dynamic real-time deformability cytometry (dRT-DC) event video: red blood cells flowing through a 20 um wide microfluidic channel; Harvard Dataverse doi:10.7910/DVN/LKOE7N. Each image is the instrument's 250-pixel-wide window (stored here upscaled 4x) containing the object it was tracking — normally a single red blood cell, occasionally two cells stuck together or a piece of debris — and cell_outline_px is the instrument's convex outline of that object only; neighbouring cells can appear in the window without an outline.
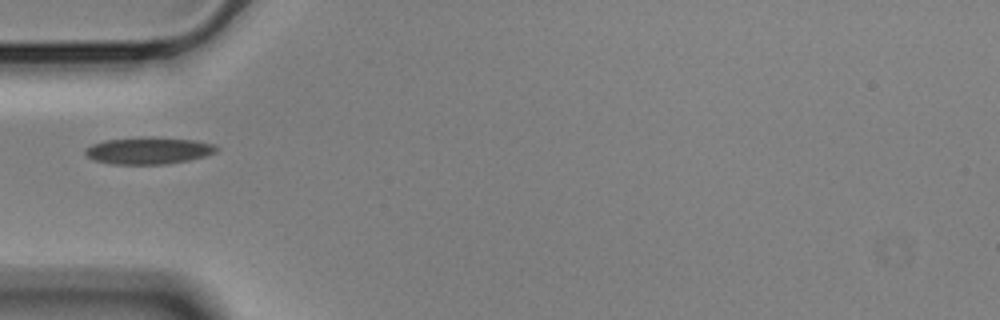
{"species": "Egyptian fruit bat (a non-hibernating species)", "species_latin": "Rousettus aegyptiacus", "temperature_condition": "cold", "stored_images_in_passage": 7, "camera_frame_rate_fps": 3000, "um_per_image_px": 0.085, "animal": {"sex": "male"}, "frame": {"image": 1, "passage_image": 1, "time_ms": 0.0, "image_size_px": [1000, 320], "cell_outline_px": [[220, 148], [216, 152], [204, 156], [188, 160], [168, 164], [112, 164], [92, 160], [84, 152], [84, 148], [92, 144], [104, 140], [140, 136], [152, 136], [196, 140], [216, 144]], "centroid_in_image_um": [12.63, 12.78], "position_along_channel_um": 72.4, "area_um2": 21.1}}
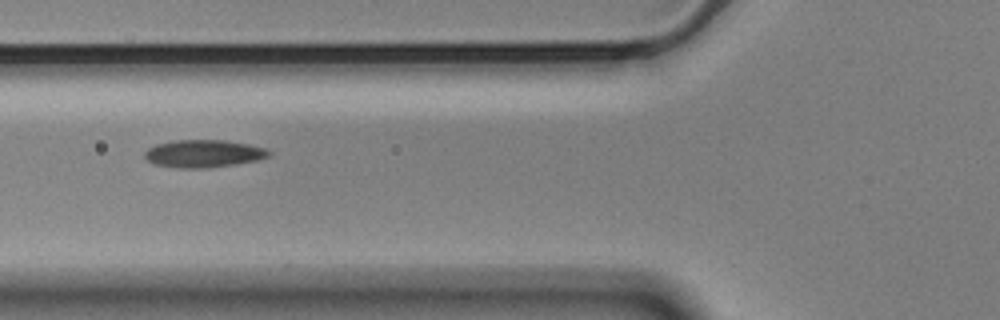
{"frame": {"image": 2, "passage_image": 4, "time_ms": 1.0, "image_size_px": [1000, 320], "cell_outline_px": [[272, 152], [268, 156], [256, 160], [236, 164], [208, 168], [176, 168], [152, 164], [144, 156], [144, 152], [148, 148], [156, 144], [176, 140], [224, 140], [248, 144], [268, 148]], "centroid_in_image_um": [17.29, 13.06], "position_along_channel_um": 108.5, "area_um2": 20.11}}